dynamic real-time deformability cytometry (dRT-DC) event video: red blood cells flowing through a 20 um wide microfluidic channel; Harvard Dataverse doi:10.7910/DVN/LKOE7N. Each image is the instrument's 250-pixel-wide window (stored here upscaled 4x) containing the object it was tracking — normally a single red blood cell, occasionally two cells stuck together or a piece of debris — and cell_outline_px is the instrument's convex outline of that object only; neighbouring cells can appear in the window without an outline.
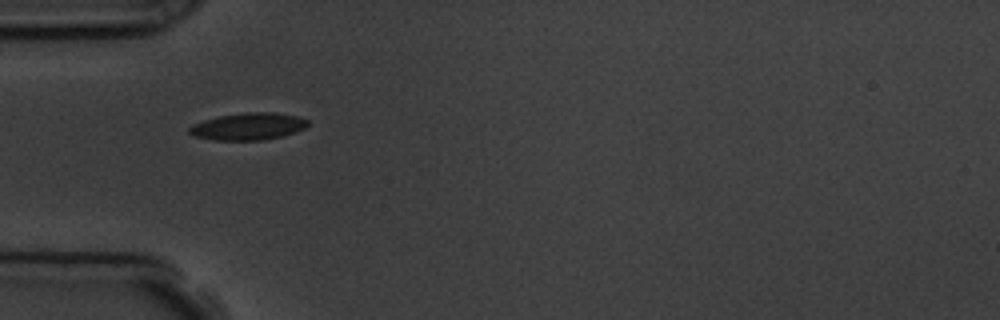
{"species": "common noctule bat (a hibernating species)", "species_latin": "Nyctalus noctula", "temperature_condition": "room temperature", "stored_images_in_passage": 4, "camera_frame_rate_fps": 3000, "um_per_image_px": 0.085, "animal": {"sex": "male", "body_mass_g": 19.5, "forearm_length_mm": 54.6}, "frame": {"image": 1, "passage_image": 3, "time_ms": 3.333, "image_size_px": [1000, 320], "cell_outline_px": [[308, 124], [304, 128], [296, 132], [264, 140], [212, 140], [192, 136], [188, 132], [188, 128], [192, 124], [204, 120], [220, 116], [248, 112], [272, 112], [296, 116], [308, 120]], "centroid_in_image_um": [21.05, 10.75], "position_along_channel_um": 63.9, "area_um2": 18.67}}
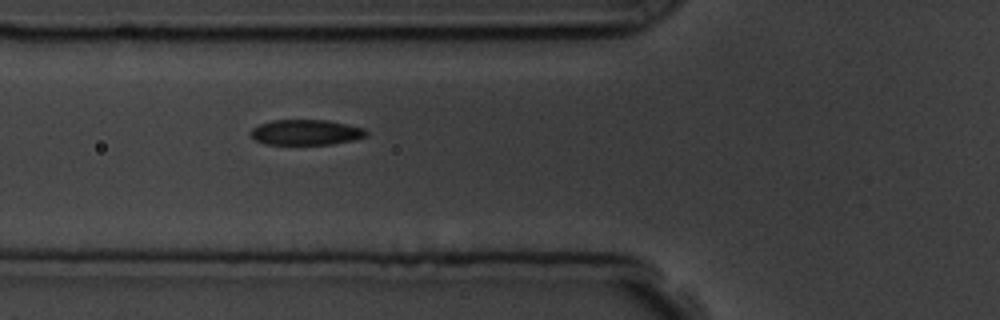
{"frame": {"image": 2, "passage_image": 4, "time_ms": 4.333, "image_size_px": [1000, 320], "cell_outline_px": [[368, 136], [352, 140], [332, 144], [264, 144], [256, 140], [252, 136], [252, 128], [260, 124], [272, 120], [328, 120], [364, 128], [368, 132]], "centroid_in_image_um": [26.04, 11.24], "position_along_channel_um": 99.8, "area_um2": 16.99}}